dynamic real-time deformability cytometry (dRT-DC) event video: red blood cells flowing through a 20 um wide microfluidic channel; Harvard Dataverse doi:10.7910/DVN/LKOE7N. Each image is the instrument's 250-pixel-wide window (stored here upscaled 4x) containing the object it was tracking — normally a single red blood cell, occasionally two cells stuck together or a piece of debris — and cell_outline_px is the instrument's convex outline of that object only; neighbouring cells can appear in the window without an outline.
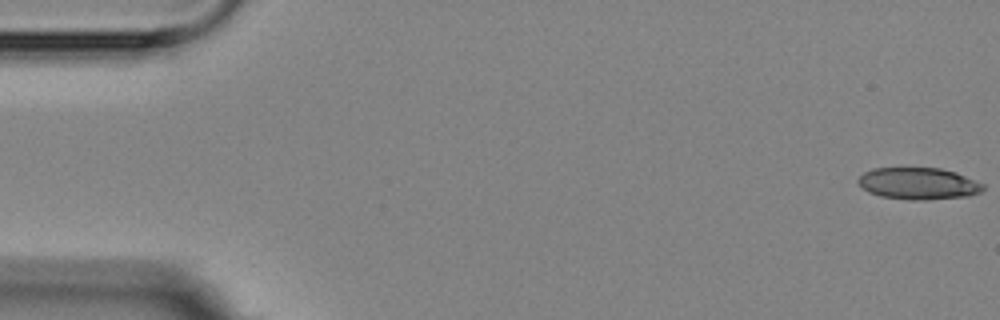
{"species": "Egyptian fruit bat (a non-hibernating species)", "species_latin": "Rousettus aegyptiacus", "temperature_condition": "room temperature", "stored_images_in_passage": 11, "camera_frame_rate_fps": 3000, "um_per_image_px": 0.085, "animal": {"sex": "female"}, "frame": {"image": 1, "passage_image": 1, "time_ms": 0.0, "image_size_px": [1000, 320], "cell_outline_px": [[984, 188], [980, 192], [968, 196], [924, 200], [912, 200], [880, 196], [868, 192], [860, 188], [856, 180], [864, 172], [872, 168], [940, 168], [956, 172], [984, 184]], "centroid_in_image_um": [78.02, 15.6], "position_along_channel_um": 7.0, "area_um2": 23.29}}
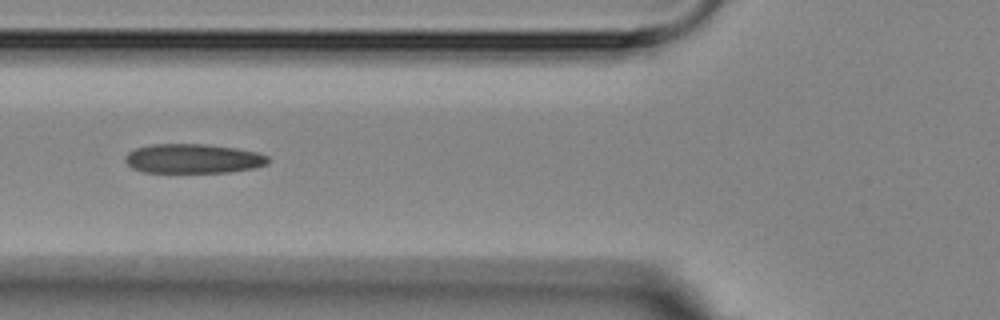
{"frame": {"image": 2, "passage_image": 7, "time_ms": 6.667, "image_size_px": [1000, 320], "cell_outline_px": [[268, 164], [252, 168], [228, 172], [144, 172], [132, 168], [124, 160], [124, 156], [128, 152], [136, 148], [152, 144], [208, 144], [236, 148], [256, 152], [268, 156]], "centroid_in_image_um": [16.39, 13.48], "position_along_channel_um": 109.4, "area_um2": 24.45}}
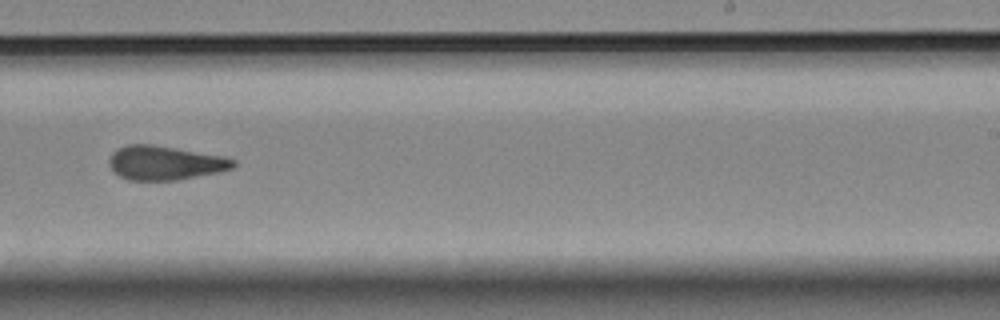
{"frame": {"image": 3, "passage_image": 11, "time_ms": 11.333, "image_size_px": [1000, 320], "cell_outline_px": [[236, 164], [232, 168], [216, 172], [176, 180], [128, 180], [120, 176], [108, 164], [108, 160], [112, 152], [116, 148], [124, 144], [152, 144], [224, 156], [236, 160]], "centroid_in_image_um": [13.98, 13.82], "position_along_channel_um": 275.0, "area_um2": 24.62}}